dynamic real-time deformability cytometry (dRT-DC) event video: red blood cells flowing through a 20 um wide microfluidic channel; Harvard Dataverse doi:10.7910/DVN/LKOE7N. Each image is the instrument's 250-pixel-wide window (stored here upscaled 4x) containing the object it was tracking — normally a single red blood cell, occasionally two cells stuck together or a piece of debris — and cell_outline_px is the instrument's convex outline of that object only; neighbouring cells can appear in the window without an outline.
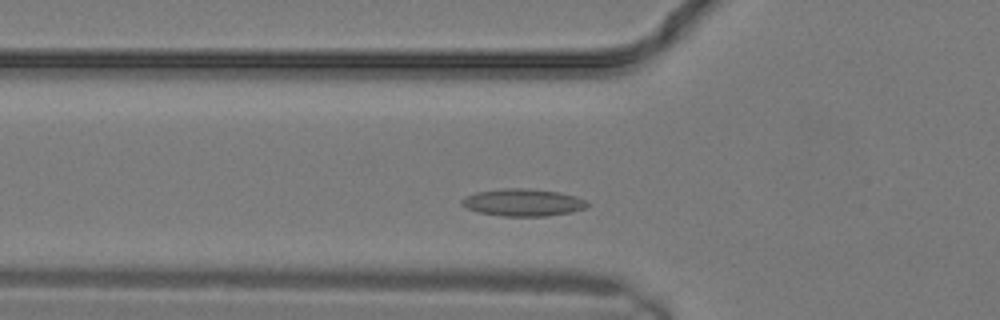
{"species": "common noctule bat (a hibernating species)", "species_latin": "Nyctalus noctula", "temperature_condition": "warm", "stored_images_in_passage": 17, "camera_frame_rate_fps": 3000, "um_per_image_px": 0.085, "animal": {"sex": "male", "body_mass_g": 19.2, "forearm_length_mm": 51.8}, "frame": {"image": 1, "passage_image": 2, "time_ms": 0.333, "image_size_px": [1000, 320], "cell_outline_px": [[588, 204], [584, 208], [572, 212], [548, 216], [500, 216], [476, 212], [460, 204], [460, 200], [464, 196], [476, 192], [504, 188], [524, 188], [560, 192], [576, 196], [584, 200]], "centroid_in_image_um": [44.4, 17.21], "position_along_channel_um": 81.4, "area_um2": 20.06}}
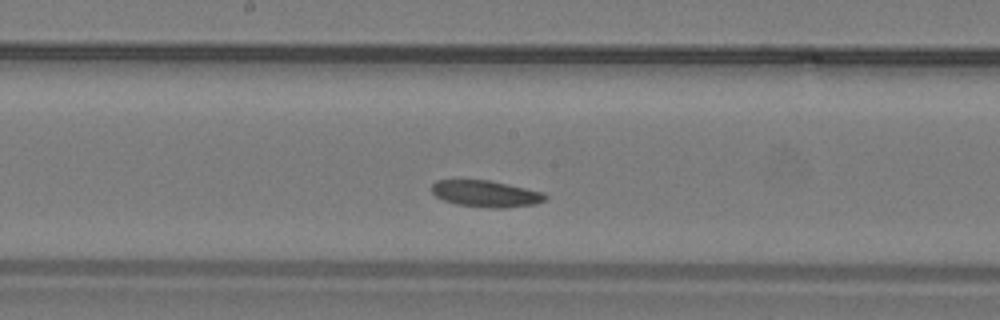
{"frame": {"image": 2, "passage_image": 7, "time_ms": 2.0, "image_size_px": [1000, 320], "cell_outline_px": [[548, 196], [544, 200], [536, 204], [504, 208], [492, 208], [456, 204], [444, 200], [436, 196], [432, 192], [432, 184], [436, 180], [488, 180], [544, 192]], "centroid_in_image_um": [41.3, 16.47], "position_along_channel_um": 206.9, "area_um2": 17.46}}
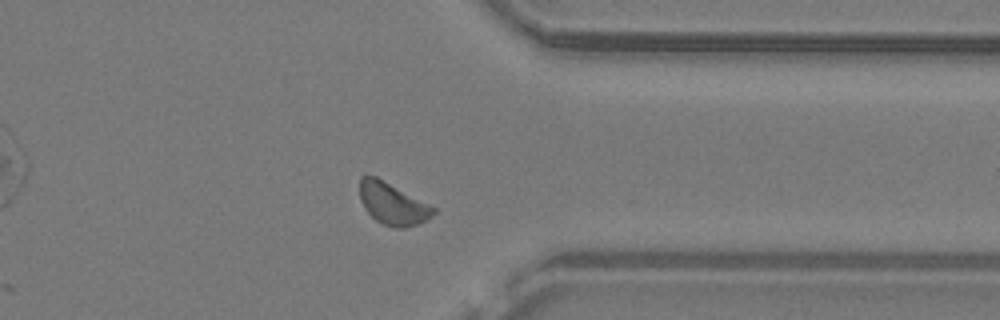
{"frame": {"image": 3, "passage_image": 14, "time_ms": 4.333, "image_size_px": [1000, 320], "cell_outline_px": [[436, 212], [432, 216], [416, 224], [404, 228], [392, 228], [376, 220], [364, 208], [360, 200], [360, 176], [376, 176], [436, 208]], "centroid_in_image_um": [33.35, 17.32], "position_along_channel_um": 378.0, "area_um2": 17.74}}